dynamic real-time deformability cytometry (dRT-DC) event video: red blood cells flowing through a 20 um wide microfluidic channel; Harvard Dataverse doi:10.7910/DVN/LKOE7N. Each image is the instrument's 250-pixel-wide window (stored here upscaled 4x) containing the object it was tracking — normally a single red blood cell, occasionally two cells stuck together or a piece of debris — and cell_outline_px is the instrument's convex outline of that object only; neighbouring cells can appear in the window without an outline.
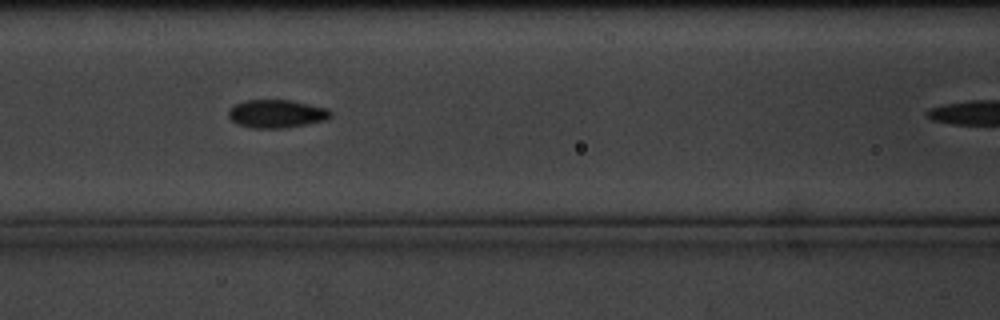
{"species": "common noctule bat (a hibernating species)", "species_latin": "Nyctalus noctula", "temperature_condition": "cold", "stored_images_in_passage": 7, "camera_frame_rate_fps": 3000, "um_per_image_px": 0.085, "animal": {"sex": "male", "body_mass_g": 20.1, "forearm_length_mm": 53.5}, "frame": {"image": 1, "passage_image": 5, "time_ms": 4.667, "image_size_px": [1000, 320], "cell_outline_px": [[332, 116], [328, 120], [288, 128], [252, 128], [240, 124], [232, 120], [228, 116], [228, 108], [244, 100], [288, 100], [328, 108], [332, 112]], "centroid_in_image_um": [23.54, 9.67], "position_along_channel_um": 143.1, "area_um2": 16.88}}